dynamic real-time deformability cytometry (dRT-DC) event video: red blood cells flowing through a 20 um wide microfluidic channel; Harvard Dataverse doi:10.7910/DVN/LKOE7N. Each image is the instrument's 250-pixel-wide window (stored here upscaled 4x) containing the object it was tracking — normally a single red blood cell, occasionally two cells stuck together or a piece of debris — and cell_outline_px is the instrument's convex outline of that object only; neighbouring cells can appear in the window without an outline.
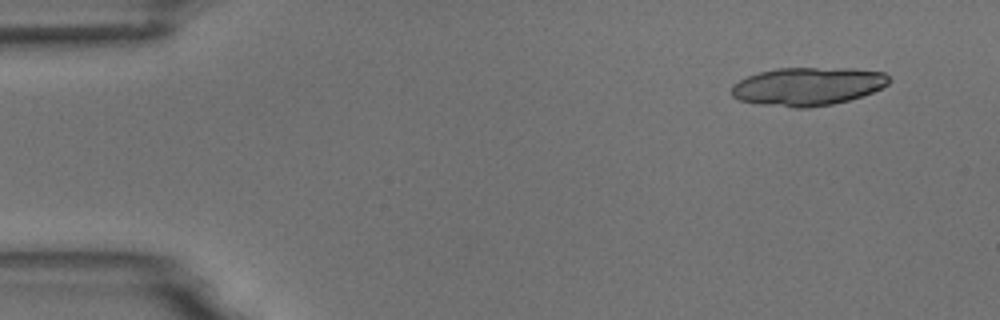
{"species": "common noctule bat (a hibernating species)", "species_latin": "Nyctalus noctula", "temperature_condition": "room temperature", "stored_images_in_passage": 4, "camera_frame_rate_fps": 3000, "um_per_image_px": 0.085, "animal": {"sex": "male", "body_mass_g": 18.8}, "frame": {"image": 1, "passage_image": 1, "time_ms": 0.0, "image_size_px": [1000, 320], "cell_outline_px": [[892, 80], [888, 84], [872, 92], [848, 100], [832, 104], [808, 108], [792, 108], [760, 104], [740, 100], [732, 96], [732, 84], [748, 76], [760, 72], [776, 68], [852, 68], [884, 72]], "centroid_in_image_um": [68.66, 7.34], "position_along_channel_um": 16.3, "area_um2": 35.08}}